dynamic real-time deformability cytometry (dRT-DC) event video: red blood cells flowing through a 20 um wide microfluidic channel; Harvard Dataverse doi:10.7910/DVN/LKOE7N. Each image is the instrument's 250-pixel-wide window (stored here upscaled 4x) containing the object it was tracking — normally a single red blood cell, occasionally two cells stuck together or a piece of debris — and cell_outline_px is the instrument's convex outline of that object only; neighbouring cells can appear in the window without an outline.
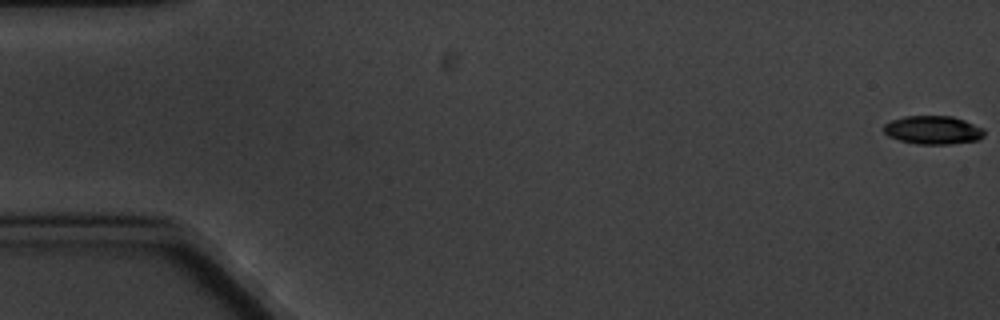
{"species": "common noctule bat (a hibernating species)", "species_latin": "Nyctalus noctula", "temperature_condition": "cold", "stored_images_in_passage": 6, "camera_frame_rate_fps": 3000, "um_per_image_px": 0.085, "animal": {"sex": "male", "body_mass_g": 20.1, "forearm_length_mm": 53.5}, "frame": {"image": 1, "passage_image": 1, "time_ms": 0.0, "image_size_px": [1000, 320], "cell_outline_px": [[984, 136], [976, 140], [948, 144], [916, 144], [900, 140], [888, 136], [884, 132], [884, 124], [892, 120], [904, 116], [952, 116], [964, 120], [984, 128]], "centroid_in_image_um": [79.3, 11.05], "position_along_channel_um": 5.7, "area_um2": 16.59}}
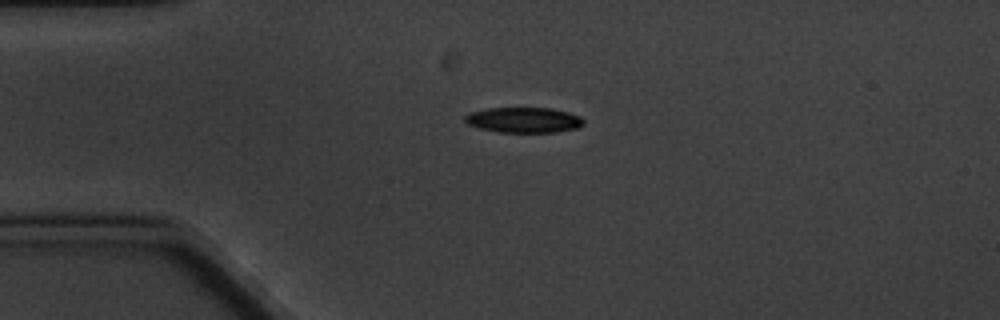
{"frame": {"image": 2, "passage_image": 5, "time_ms": 4.667, "image_size_px": [1000, 320], "cell_outline_px": [[584, 124], [576, 128], [556, 132], [500, 132], [480, 128], [468, 124], [464, 120], [464, 116], [468, 112], [488, 108], [552, 108], [568, 112], [580, 116], [584, 120]], "centroid_in_image_um": [44.51, 10.19], "position_along_channel_um": 40.5, "area_um2": 17.57}}